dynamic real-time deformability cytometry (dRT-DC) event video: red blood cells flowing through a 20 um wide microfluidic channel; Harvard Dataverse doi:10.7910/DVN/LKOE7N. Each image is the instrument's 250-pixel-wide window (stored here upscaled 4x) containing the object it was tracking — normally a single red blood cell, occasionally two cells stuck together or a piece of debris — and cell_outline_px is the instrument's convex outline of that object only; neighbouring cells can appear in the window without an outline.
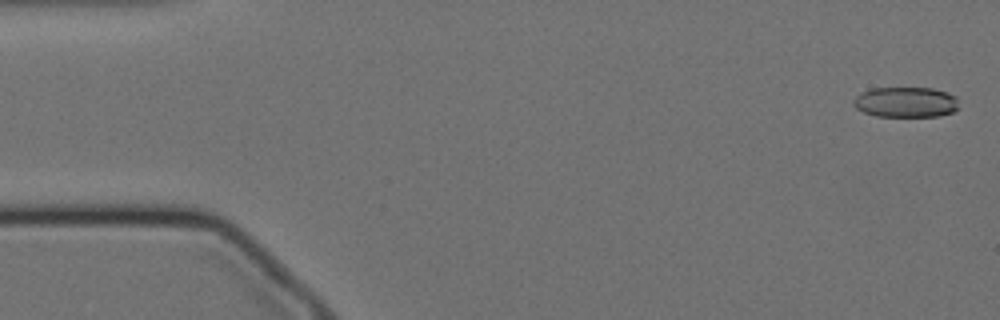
{"species": "Egyptian fruit bat (a non-hibernating species)", "species_latin": "Rousettus aegyptiacus", "temperature_condition": "cold", "stored_images_in_passage": 58, "camera_frame_rate_fps": 3000, "um_per_image_px": 0.085, "animal": {"sex": "female"}, "frame": {"image": 1, "passage_image": 2, "time_ms": 0.333, "image_size_px": [1000, 320], "cell_outline_px": [[960, 108], [952, 112], [940, 116], [876, 116], [864, 112], [856, 108], [852, 104], [852, 100], [860, 92], [872, 88], [932, 88], [948, 92], [956, 96]], "centroid_in_image_um": [77.0, 8.68], "position_along_channel_um": 8.0, "area_um2": 18.9}}
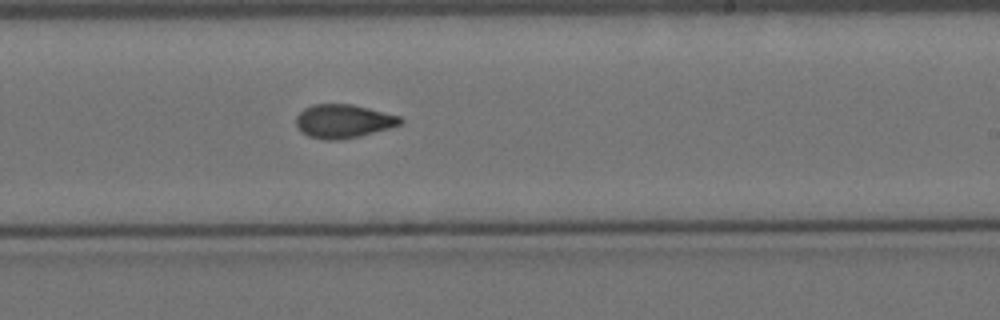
{"frame": {"image": 2, "passage_image": 34, "time_ms": 11.0, "image_size_px": [1000, 320], "cell_outline_px": [[404, 120], [400, 124], [388, 128], [360, 136], [336, 140], [324, 140], [308, 136], [300, 132], [296, 124], [296, 116], [304, 108], [312, 104], [352, 104], [400, 116]], "centroid_in_image_um": [29.15, 10.3], "position_along_channel_um": 259.9, "area_um2": 20.4}}
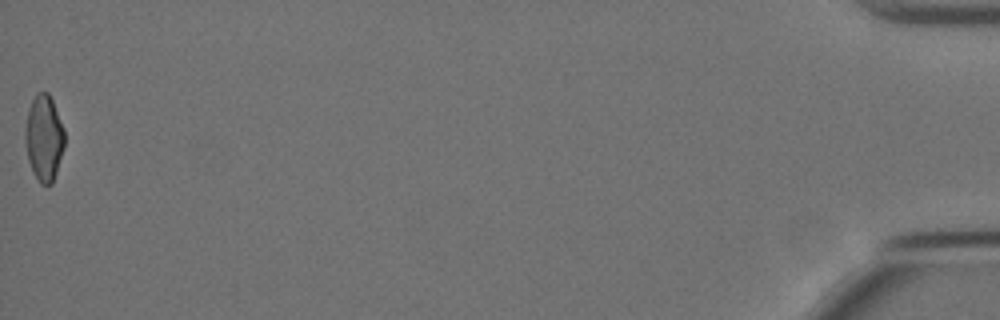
{"frame": {"image": 3, "passage_image": 58, "time_ms": 19.0, "image_size_px": [1000, 320], "cell_outline_px": [[64, 148], [52, 184], [40, 184], [32, 172], [28, 160], [24, 140], [24, 128], [28, 108], [36, 92], [48, 92], [52, 100], [64, 128]], "centroid_in_image_um": [3.71, 11.72], "position_along_channel_um": 431.5, "area_um2": 19.94}, "authors_computed_cell_mechanics": {"area_um2": 20.2878, "velocity_mm_per_s": 3.4775, "shape_relaxation_time_tau1_ms": null, "shape_relaxation_time_tau2_ms": 2.6863, "deformation_change_tau1": null, "deformation_change_tau2": 0.0766}}